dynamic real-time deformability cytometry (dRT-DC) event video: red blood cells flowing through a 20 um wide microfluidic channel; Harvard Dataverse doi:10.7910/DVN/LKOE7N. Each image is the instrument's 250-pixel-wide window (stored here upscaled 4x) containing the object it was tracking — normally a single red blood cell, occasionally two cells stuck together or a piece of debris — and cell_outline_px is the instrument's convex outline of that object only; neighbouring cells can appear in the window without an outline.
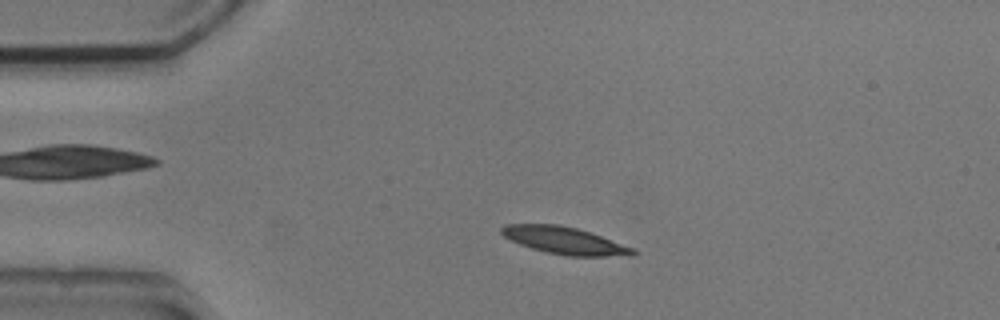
{"species": "common noctule bat (a hibernating species)", "species_latin": "Nyctalus noctula", "temperature_condition": "cold", "stored_images_in_passage": 43, "camera_frame_rate_fps": 3000, "um_per_image_px": 0.085, "animal": {"sex": "male", "body_mass_g": 20.5, "forearm_length_mm": 52.5}, "frame": {"image": 1, "passage_image": 1, "time_ms": 0.0, "image_size_px": [1000, 320], "cell_outline_px": [[636, 256], [568, 256], [548, 252], [532, 248], [520, 244], [504, 236], [500, 232], [500, 228], [504, 224], [556, 224], [576, 228], [636, 248]], "centroid_in_image_um": [48.02, 20.45], "position_along_channel_um": 37.0, "area_um2": 20.69}}
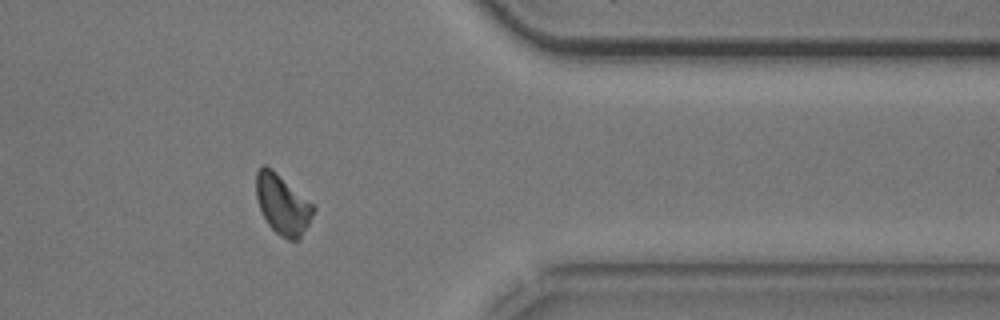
{"frame": {"image": 2, "passage_image": 33, "time_ms": 10.667, "image_size_px": [1000, 320], "cell_outline_px": [[316, 208], [300, 240], [288, 240], [280, 236], [268, 224], [260, 208], [256, 196], [256, 172], [264, 164], [272, 168], [312, 204]], "centroid_in_image_um": [24.01, 17.39], "position_along_channel_um": 387.4, "area_um2": 19.71}}
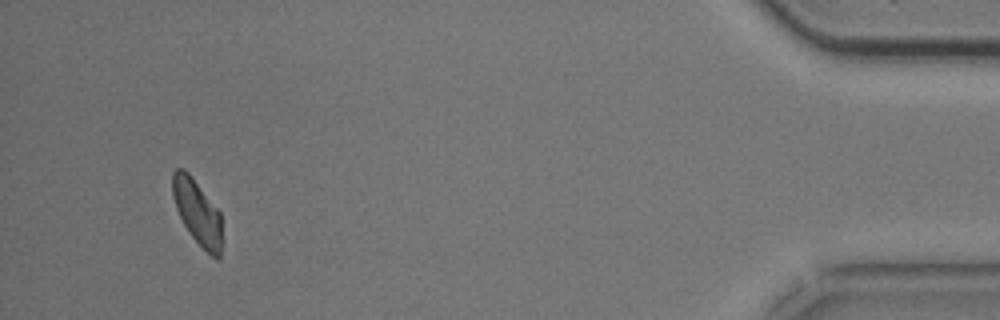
{"frame": {"image": 3, "passage_image": 40, "time_ms": 13.0, "image_size_px": [1000, 320], "cell_outline_px": [[220, 256], [216, 260], [188, 232], [176, 208], [172, 196], [172, 172], [176, 168], [184, 168], [188, 172], [220, 212]], "centroid_in_image_um": [16.73, 17.98], "position_along_channel_um": 418.5, "area_um2": 18.21}, "authors_computed_cell_mechanics": {"area_um2": 20.1144, "velocity_mm_per_s": 3.7502, "shape_relaxation_time_tau1_ms": 2.3814, "shape_relaxation_time_tau2_ms": null, "deformation_change_tau1": 0.1037, "deformation_change_tau2": null}}